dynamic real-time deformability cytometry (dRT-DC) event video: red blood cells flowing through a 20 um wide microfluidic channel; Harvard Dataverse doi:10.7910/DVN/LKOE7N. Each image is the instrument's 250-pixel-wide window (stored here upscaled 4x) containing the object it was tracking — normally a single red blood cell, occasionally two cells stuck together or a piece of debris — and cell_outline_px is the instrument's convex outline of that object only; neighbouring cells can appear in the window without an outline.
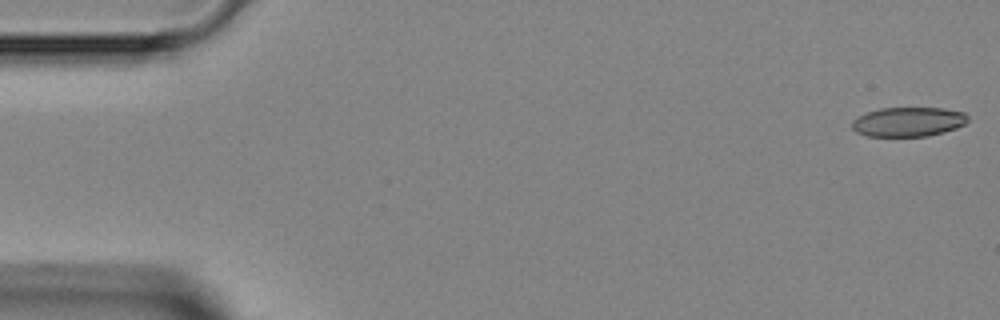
{"species": "Egyptian fruit bat (a non-hibernating species)", "species_latin": "Rousettus aegyptiacus", "temperature_condition": "room temperature", "stored_images_in_passage": 9, "camera_frame_rate_fps": 3000, "um_per_image_px": 0.085, "animal": {"sex": "female"}, "frame": {"image": 1, "passage_image": 1, "time_ms": 0.0, "image_size_px": [1000, 320], "cell_outline_px": [[968, 120], [964, 124], [956, 128], [944, 132], [928, 136], [868, 136], [856, 132], [852, 128], [852, 120], [868, 112], [880, 108], [944, 108], [964, 112], [968, 116]], "centroid_in_image_um": [77.22, 10.35], "position_along_channel_um": 7.8, "area_um2": 19.83}}
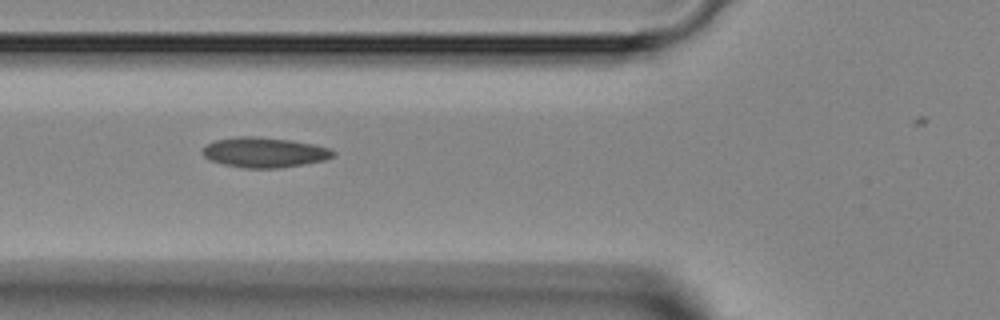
{"frame": {"image": 2, "passage_image": 6, "time_ms": 5.333, "image_size_px": [1000, 320], "cell_outline_px": [[336, 156], [324, 160], [304, 164], [280, 168], [244, 168], [224, 164], [208, 160], [204, 156], [204, 148], [208, 144], [216, 140], [236, 136], [256, 136], [292, 140], [316, 144], [332, 148], [336, 152]], "centroid_in_image_um": [22.54, 12.95], "position_along_channel_um": 103.3, "area_um2": 23.12}}
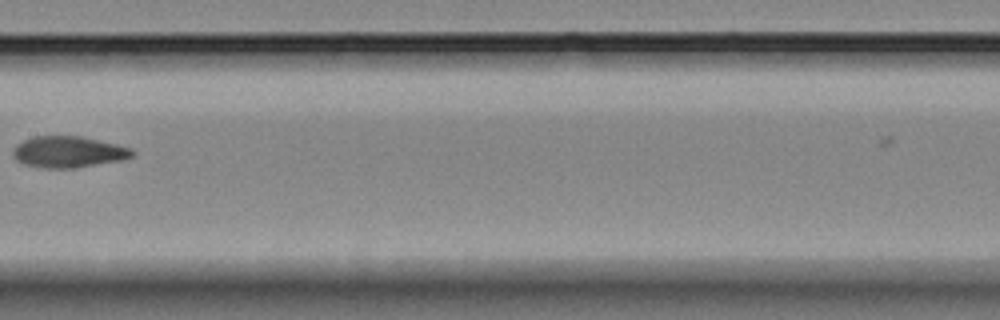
{"frame": {"image": 3, "passage_image": 8, "time_ms": 7.667, "image_size_px": [1000, 320], "cell_outline_px": [[136, 152], [132, 156], [124, 160], [72, 168], [44, 168], [24, 164], [16, 160], [12, 156], [12, 148], [16, 144], [32, 136], [80, 136], [116, 144], [132, 148]], "centroid_in_image_um": [5.79, 12.91], "position_along_channel_um": 201.6, "area_um2": 21.91}}